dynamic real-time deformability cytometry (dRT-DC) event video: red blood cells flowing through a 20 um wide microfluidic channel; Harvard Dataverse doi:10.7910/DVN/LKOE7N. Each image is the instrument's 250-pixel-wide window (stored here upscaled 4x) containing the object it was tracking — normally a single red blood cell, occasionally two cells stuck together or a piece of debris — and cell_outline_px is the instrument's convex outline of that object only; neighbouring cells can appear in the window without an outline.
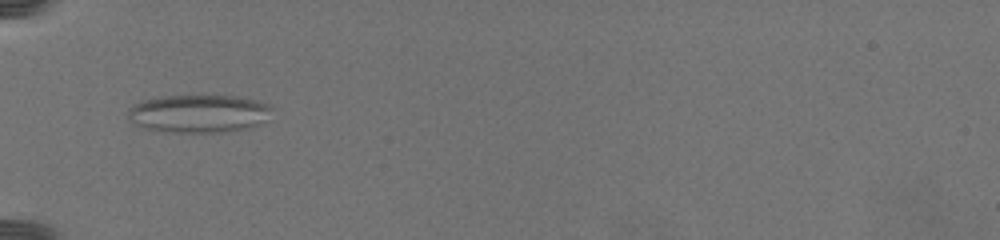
{"species": "common noctule bat (a hibernating species)", "species_latin": "Nyctalus noctula", "temperature_condition": "warm", "stored_images_in_passage": 17, "camera_frame_rate_fps": 3000, "um_per_image_px": 0.085, "animal": {"sex": "female", "body_mass_g": 19.5, "forearm_length_mm": 54.1}, "frame": {"image": 1, "passage_image": 1, "time_ms": 0.0, "image_size_px": [1000, 240], "cell_outline_px": [[276, 108], [268, 120], [260, 124], [248, 128], [220, 132], [164, 132], [144, 128], [136, 124], [128, 116], [128, 108], [144, 100], [164, 96], [236, 96], [272, 104]], "centroid_in_image_um": [16.98, 9.66], "position_along_channel_um": 68.0, "area_um2": 32.08}}
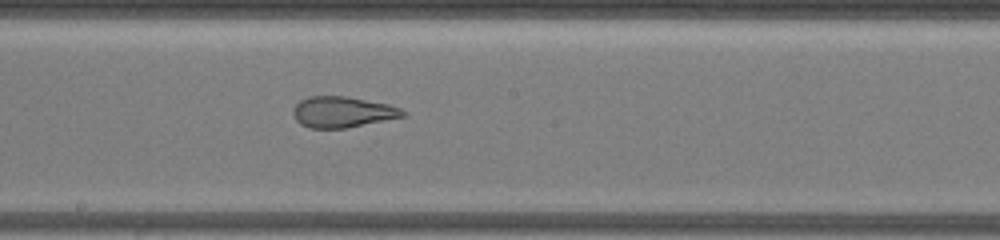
{"frame": {"image": 2, "passage_image": 7, "time_ms": 5.333, "image_size_px": [1000, 240], "cell_outline_px": [[408, 116], [348, 128], [308, 128], [300, 124], [296, 120], [292, 112], [292, 108], [300, 100], [308, 96], [348, 96], [388, 104], [400, 108], [408, 112]], "centroid_in_image_um": [29.14, 9.52], "position_along_channel_um": 219.1, "area_um2": 20.17}}
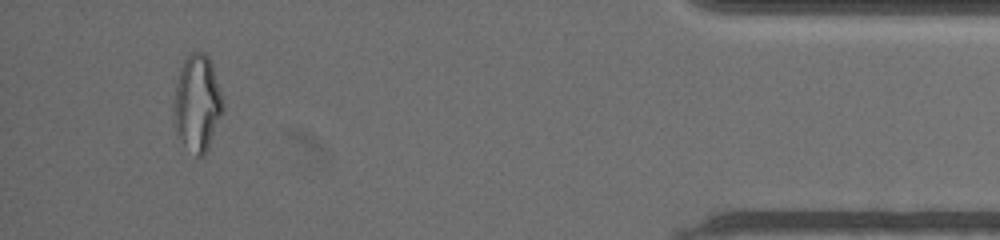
{"frame": {"image": 3, "passage_image": 16, "time_ms": 14.0, "image_size_px": [1000, 240], "cell_outline_px": [[224, 112], [208, 148], [204, 156], [196, 156], [176, 136], [176, 84], [180, 68], [184, 60], [192, 52], [204, 52], [208, 56], [212, 64], [224, 100]], "centroid_in_image_um": [16.82, 8.77], "position_along_channel_um": 418.4, "area_um2": 27.34}}